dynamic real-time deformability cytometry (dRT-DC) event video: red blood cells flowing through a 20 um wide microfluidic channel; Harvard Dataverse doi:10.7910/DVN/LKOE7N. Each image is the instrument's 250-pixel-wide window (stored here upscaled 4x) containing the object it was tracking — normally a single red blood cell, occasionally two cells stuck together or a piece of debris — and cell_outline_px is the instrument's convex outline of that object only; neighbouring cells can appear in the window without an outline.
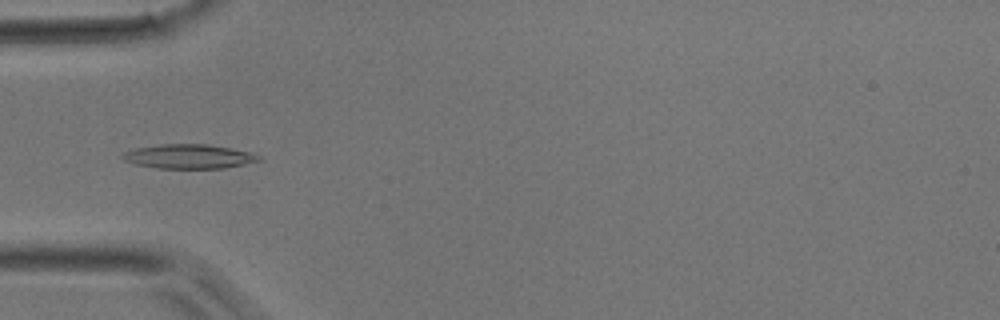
{"species": "common noctule bat (a hibernating species)", "species_latin": "Nyctalus noctula", "temperature_condition": "room temperature", "stored_images_in_passage": 3, "camera_frame_rate_fps": 3000, "um_per_image_px": 0.085, "animal": {"sex": "male", "body_mass_g": 17.9}, "frame": {"image": 1, "passage_image": 3, "time_ms": 2.333, "image_size_px": [1000, 320], "cell_outline_px": [[264, 160], [224, 168], [156, 168], [136, 164], [124, 160], [120, 156], [124, 152], [136, 148], [160, 144], [208, 144], [248, 152], [260, 156]], "centroid_in_image_um": [16.04, 13.3], "position_along_channel_um": 69.0, "area_um2": 19.13}}